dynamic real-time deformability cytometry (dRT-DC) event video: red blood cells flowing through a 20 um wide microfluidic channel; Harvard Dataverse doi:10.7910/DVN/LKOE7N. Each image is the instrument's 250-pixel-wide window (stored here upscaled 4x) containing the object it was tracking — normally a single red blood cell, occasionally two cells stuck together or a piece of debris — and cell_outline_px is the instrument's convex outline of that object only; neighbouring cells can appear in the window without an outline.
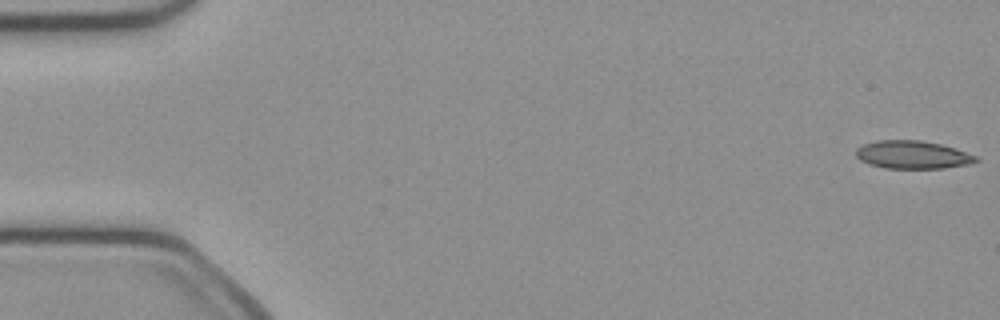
{"species": "common noctule bat (a hibernating species)", "species_latin": "Nyctalus noctula", "temperature_condition": "cold", "stored_images_in_passage": 9, "camera_frame_rate_fps": 3000, "um_per_image_px": 0.085, "animal": {"sex": "female", "body_mass_g": 21.9}, "frame": {"image": 1, "passage_image": 1, "time_ms": 0.0, "image_size_px": [1000, 320], "cell_outline_px": [[980, 160], [972, 164], [944, 168], [884, 168], [868, 164], [860, 160], [856, 156], [856, 148], [864, 144], [876, 140], [920, 140], [940, 144], [956, 148], [976, 156]], "centroid_in_image_um": [77.58, 13.15], "position_along_channel_um": 7.4, "area_um2": 19.71}}